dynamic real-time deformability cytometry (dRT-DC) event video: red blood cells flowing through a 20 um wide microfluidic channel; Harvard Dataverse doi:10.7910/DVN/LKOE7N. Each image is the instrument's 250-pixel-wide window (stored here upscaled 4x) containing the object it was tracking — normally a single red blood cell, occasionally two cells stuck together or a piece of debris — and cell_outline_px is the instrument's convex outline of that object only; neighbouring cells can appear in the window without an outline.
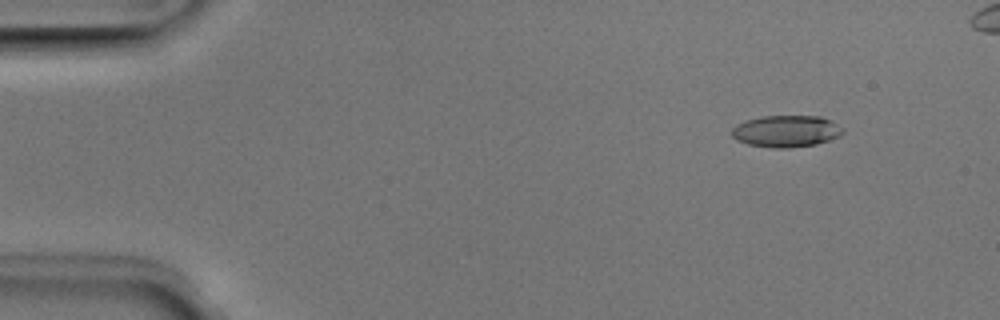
{"species": "Egyptian fruit bat (a non-hibernating species)", "species_latin": "Rousettus aegyptiacus", "temperature_condition": "room temperature", "stored_images_in_passage": 48, "camera_frame_rate_fps": 3000, "um_per_image_px": 0.085, "animal": {"sex": "male"}, "frame": {"image": 1, "passage_image": 5, "time_ms": 1.333, "image_size_px": [1000, 320], "cell_outline_px": [[844, 132], [840, 136], [816, 144], [788, 148], [772, 148], [748, 144], [736, 140], [732, 136], [732, 128], [736, 124], [744, 120], [760, 116], [820, 116], [832, 120], [844, 128]], "centroid_in_image_um": [66.83, 11.14], "position_along_channel_um": 18.2, "area_um2": 20.81}}
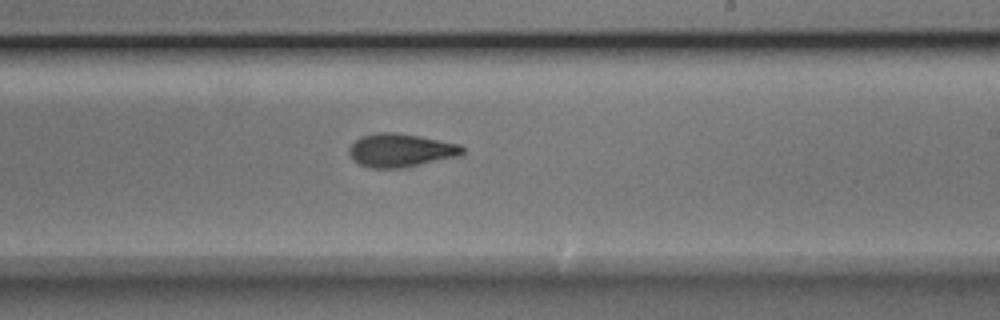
{"frame": {"image": 2, "passage_image": 30, "time_ms": 9.667, "image_size_px": [1000, 320], "cell_outline_px": [[464, 156], [400, 168], [368, 168], [352, 160], [348, 152], [348, 148], [360, 136], [376, 132], [396, 132], [420, 136], [460, 144], [464, 148]], "centroid_in_image_um": [34.07, 12.77], "position_along_channel_um": 254.9, "area_um2": 22.43}}
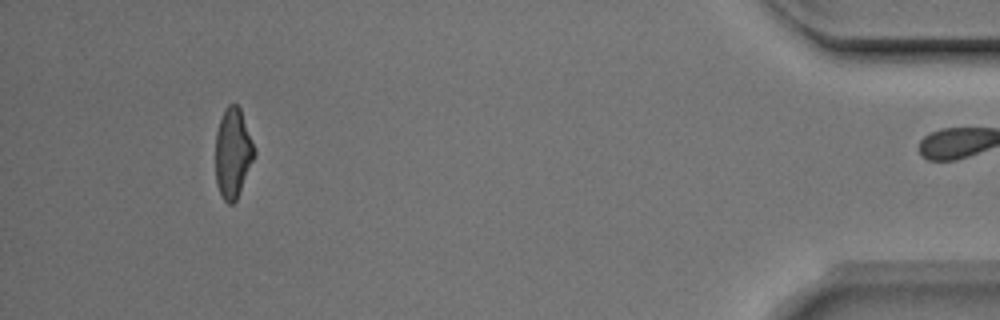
{"frame": {"image": 3, "passage_image": 47, "time_ms": 15.333, "image_size_px": [1000, 320], "cell_outline_px": [[256, 156], [236, 200], [232, 204], [228, 204], [224, 200], [216, 184], [216, 132], [220, 120], [228, 104], [236, 104], [240, 108], [256, 148]], "centroid_in_image_um": [19.82, 13.02], "position_along_channel_um": 415.4, "area_um2": 20.4}, "authors_computed_cell_mechanics": {"area_um2": 21.1548, "velocity_mm_per_s": 3.9969, "shape_relaxation_time_tau1_ms": 5.2566, "shape_relaxation_time_tau2_ms": 1.9324, "deformation_change_tau1": 0.1748, "deformation_change_tau2": 0.0967}}